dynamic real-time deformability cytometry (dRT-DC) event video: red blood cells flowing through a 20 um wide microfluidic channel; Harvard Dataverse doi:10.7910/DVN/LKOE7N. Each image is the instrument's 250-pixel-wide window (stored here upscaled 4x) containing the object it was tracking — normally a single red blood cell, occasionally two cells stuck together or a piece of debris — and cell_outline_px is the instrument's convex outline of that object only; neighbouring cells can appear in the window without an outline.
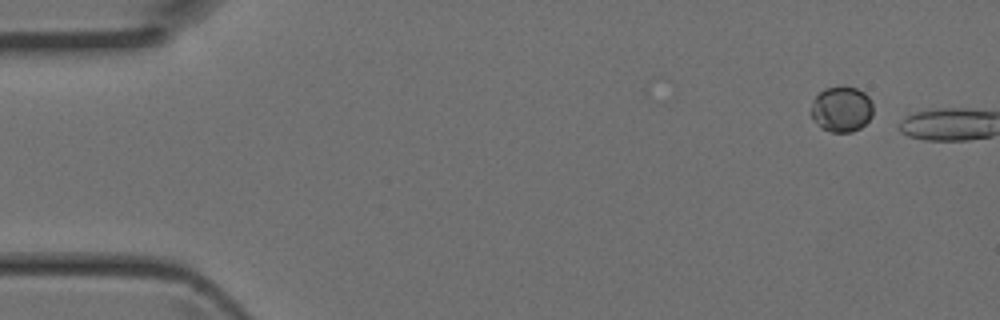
{"species": "Egyptian fruit bat (a non-hibernating species)", "species_latin": "Rousettus aegyptiacus", "temperature_condition": "room temperature", "stored_images_in_passage": 2, "camera_frame_rate_fps": 3000, "um_per_image_px": 0.085, "animal": {"sex": "female"}, "frame": {"image": 1, "passage_image": 1, "time_ms": 0.0, "image_size_px": [1000, 320], "cell_outline_px": [[872, 116], [860, 128], [852, 132], [832, 132], [820, 128], [816, 124], [812, 116], [812, 104], [816, 96], [824, 88], [856, 88], [864, 92], [868, 96], [872, 104]], "centroid_in_image_um": [71.53, 9.31], "position_along_channel_um": 13.5, "area_um2": 16.18}}